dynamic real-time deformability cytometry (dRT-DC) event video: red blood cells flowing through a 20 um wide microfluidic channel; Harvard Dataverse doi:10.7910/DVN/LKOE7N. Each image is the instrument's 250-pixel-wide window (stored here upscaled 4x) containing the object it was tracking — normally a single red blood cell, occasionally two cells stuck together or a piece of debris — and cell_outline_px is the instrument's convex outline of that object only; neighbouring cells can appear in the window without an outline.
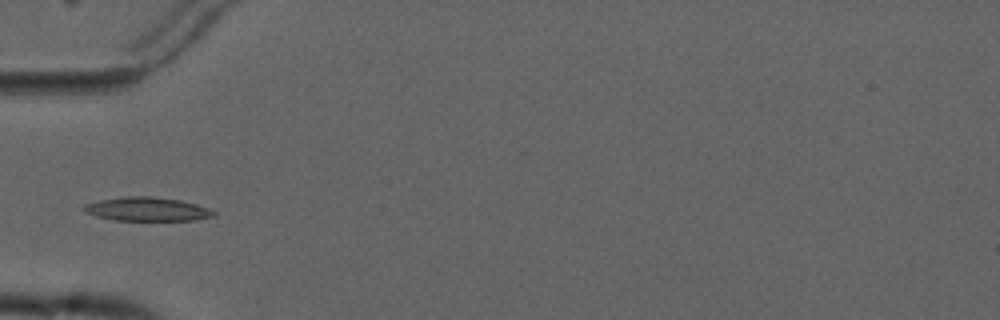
{"species": "common noctule bat (a hibernating species)", "species_latin": "Nyctalus noctula", "temperature_condition": "cold", "stored_images_in_passage": 8, "camera_frame_rate_fps": 3000, "um_per_image_px": 0.085, "animal": {"sex": "male", "forearm_length_mm": 52.5}, "frame": {"image": 1, "passage_image": 5, "time_ms": 7.0, "image_size_px": [1000, 320], "cell_outline_px": [[216, 216], [192, 220], [112, 220], [96, 216], [84, 212], [80, 208], [84, 204], [100, 200], [124, 196], [148, 196], [180, 200], [196, 204], [208, 208], [216, 212]], "centroid_in_image_um": [12.46, 17.78], "position_along_channel_um": 72.5, "area_um2": 18.03}}
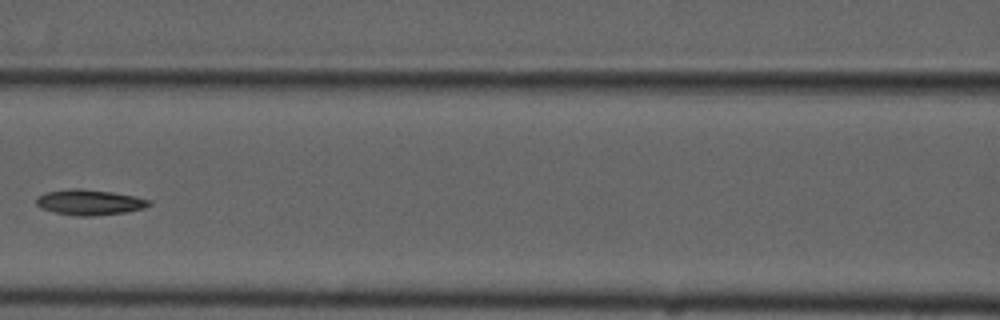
{"frame": {"image": 2, "passage_image": 7, "time_ms": 9.333, "image_size_px": [1000, 320], "cell_outline_px": [[152, 204], [144, 208], [128, 212], [92, 216], [76, 216], [56, 212], [44, 208], [36, 204], [36, 196], [44, 192], [72, 188], [80, 188], [112, 192], [136, 196], [152, 200]], "centroid_in_image_um": [7.65, 17.18], "position_along_channel_um": 159.0, "area_um2": 16.88}}
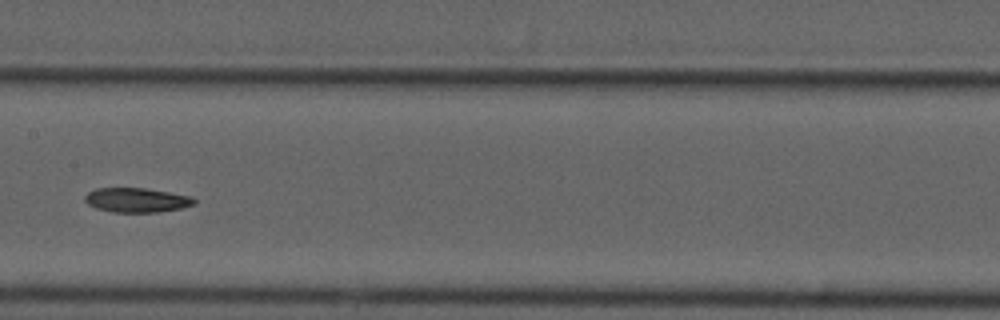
{"frame": {"image": 3, "passage_image": 8, "time_ms": 10.333, "image_size_px": [1000, 320], "cell_outline_px": [[196, 204], [180, 208], [156, 212], [112, 212], [96, 208], [88, 204], [84, 200], [84, 196], [88, 192], [96, 188], [144, 188], [192, 196], [196, 200]], "centroid_in_image_um": [11.6, 17.0], "position_along_channel_um": 195.8, "area_um2": 15.55}}